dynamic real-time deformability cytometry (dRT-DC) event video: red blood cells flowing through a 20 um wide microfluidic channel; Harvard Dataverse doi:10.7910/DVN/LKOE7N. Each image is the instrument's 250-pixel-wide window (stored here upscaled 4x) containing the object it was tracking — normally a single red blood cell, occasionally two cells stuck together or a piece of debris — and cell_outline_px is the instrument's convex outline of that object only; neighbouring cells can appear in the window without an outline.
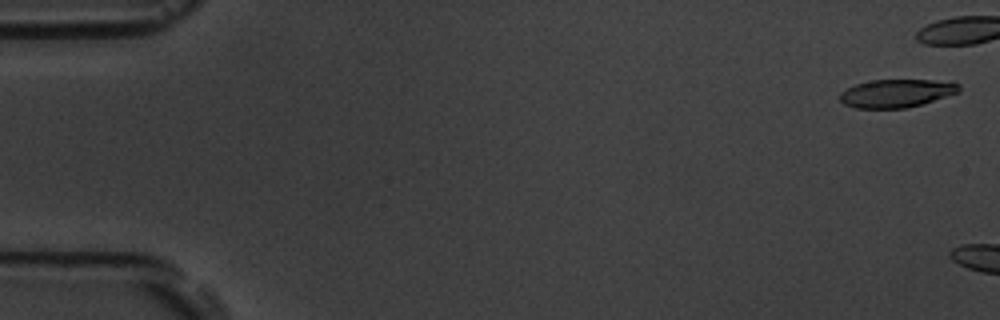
{"species": "common noctule bat (a hibernating species)", "species_latin": "Nyctalus noctula", "temperature_condition": "room temperature", "stored_images_in_passage": 7, "camera_frame_rate_fps": 3000, "um_per_image_px": 0.085, "animal": {"sex": "male", "body_mass_g": 19.5, "forearm_length_mm": 54.6}, "frame": {"image": 1, "passage_image": 2, "time_ms": 0.333, "image_size_px": [1000, 320], "cell_outline_px": [[960, 92], [920, 104], [904, 108], [856, 108], [844, 104], [840, 100], [840, 92], [856, 84], [872, 80], [932, 80], [960, 84]], "centroid_in_image_um": [76.17, 7.93], "position_along_channel_um": 8.8, "area_um2": 19.25}}